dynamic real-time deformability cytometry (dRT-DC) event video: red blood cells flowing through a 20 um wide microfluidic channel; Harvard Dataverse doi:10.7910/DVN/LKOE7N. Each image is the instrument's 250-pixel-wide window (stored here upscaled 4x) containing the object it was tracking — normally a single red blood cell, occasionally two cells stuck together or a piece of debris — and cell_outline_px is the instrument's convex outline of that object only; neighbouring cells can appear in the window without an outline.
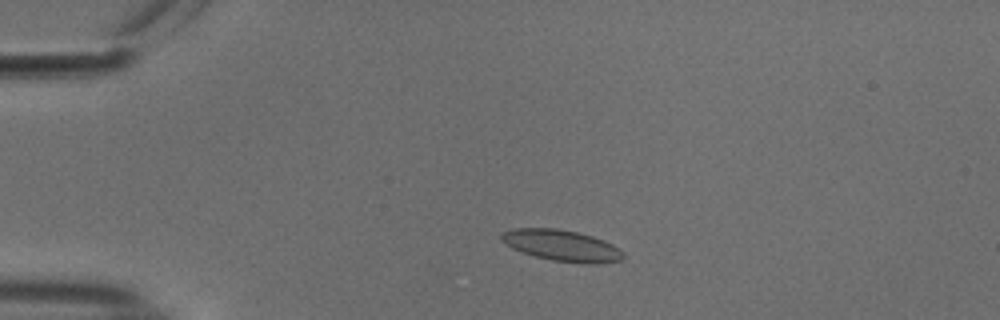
{"species": "common noctule bat (a hibernating species)", "species_latin": "Nyctalus noctula", "temperature_condition": "cold", "stored_images_in_passage": 51, "camera_frame_rate_fps": 3000, "um_per_image_px": 0.085, "animal": {"sex": "male", "body_mass_g": 18.8}, "frame": {"image": 1, "passage_image": 9, "time_ms": 2.667, "image_size_px": [1000, 320], "cell_outline_px": [[624, 256], [620, 260], [596, 264], [584, 264], [552, 260], [520, 252], [512, 248], [500, 240], [500, 236], [504, 232], [512, 228], [556, 228], [576, 232], [592, 236], [604, 240], [620, 248], [624, 252]], "centroid_in_image_um": [47.75, 20.87], "position_along_channel_um": 37.2, "area_um2": 22.25}}
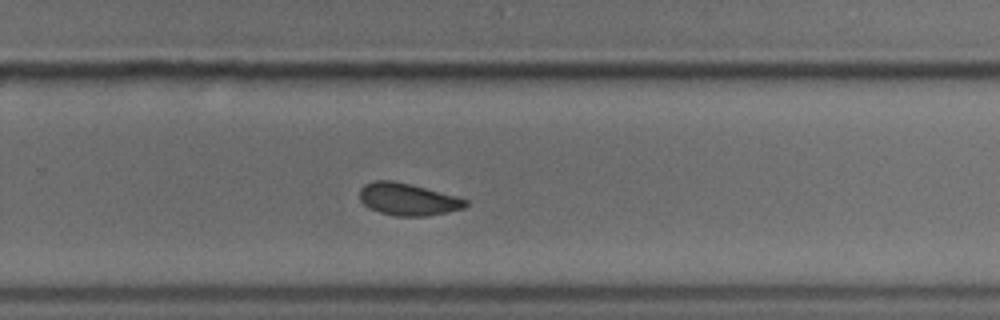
{"frame": {"image": 2, "passage_image": 33, "time_ms": 10.667, "image_size_px": [1000, 320], "cell_outline_px": [[468, 204], [464, 208], [424, 216], [396, 216], [380, 212], [368, 208], [360, 200], [360, 188], [364, 184], [372, 180], [392, 180], [456, 196], [468, 200]], "centroid_in_image_um": [34.62, 16.93], "position_along_channel_um": 295.2, "area_um2": 19.65}}
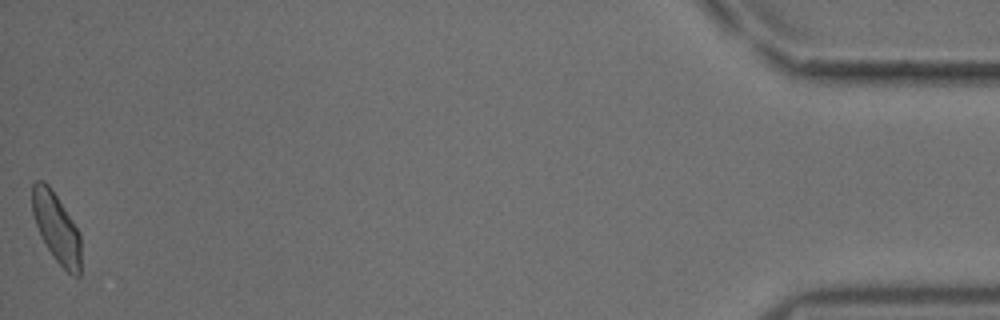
{"frame": {"image": 3, "passage_image": 51, "time_ms": 16.667, "image_size_px": [1000, 320], "cell_outline_px": [[80, 276], [72, 276], [52, 256], [40, 236], [32, 212], [32, 184], [36, 180], [44, 180], [48, 184], [80, 232]], "centroid_in_image_um": [4.78, 19.36], "position_along_channel_um": 430.4, "area_um2": 19.65}, "authors_computed_cell_mechanics": {"area_um2": 20.3456, "velocity_mm_per_s": 3.7408, "shape_relaxation_time_tau1_ms": 4.9052, "shape_relaxation_time_tau2_ms": 2.6922, "deformation_change_tau1": 0.1001, "deformation_change_tau2": 0.0786}}